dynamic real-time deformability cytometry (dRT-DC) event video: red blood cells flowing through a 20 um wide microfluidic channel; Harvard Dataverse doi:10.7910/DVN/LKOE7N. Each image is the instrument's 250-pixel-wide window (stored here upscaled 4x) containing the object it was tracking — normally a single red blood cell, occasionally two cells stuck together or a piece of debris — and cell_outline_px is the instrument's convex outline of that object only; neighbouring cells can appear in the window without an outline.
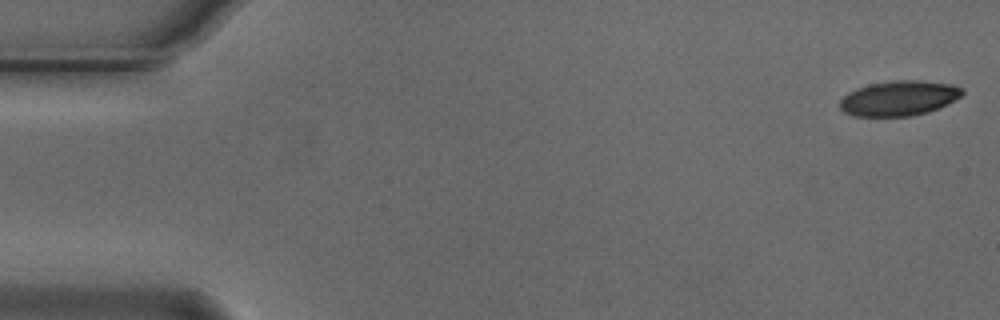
{"species": "Egyptian fruit bat (a non-hibernating species)", "species_latin": "Rousettus aegyptiacus", "temperature_condition": "cold", "stored_images_in_passage": 9, "camera_frame_rate_fps": 3000, "um_per_image_px": 0.085, "animal": {"sex": "male"}, "frame": {"image": 1, "passage_image": 1, "time_ms": 0.0, "image_size_px": [1000, 320], "cell_outline_px": [[964, 96], [940, 108], [928, 112], [912, 116], [852, 116], [844, 112], [840, 108], [840, 100], [848, 92], [856, 88], [868, 84], [892, 80], [920, 80], [952, 84], [964, 88]], "centroid_in_image_um": [76.45, 8.34], "position_along_channel_um": 8.5, "area_um2": 25.43}}